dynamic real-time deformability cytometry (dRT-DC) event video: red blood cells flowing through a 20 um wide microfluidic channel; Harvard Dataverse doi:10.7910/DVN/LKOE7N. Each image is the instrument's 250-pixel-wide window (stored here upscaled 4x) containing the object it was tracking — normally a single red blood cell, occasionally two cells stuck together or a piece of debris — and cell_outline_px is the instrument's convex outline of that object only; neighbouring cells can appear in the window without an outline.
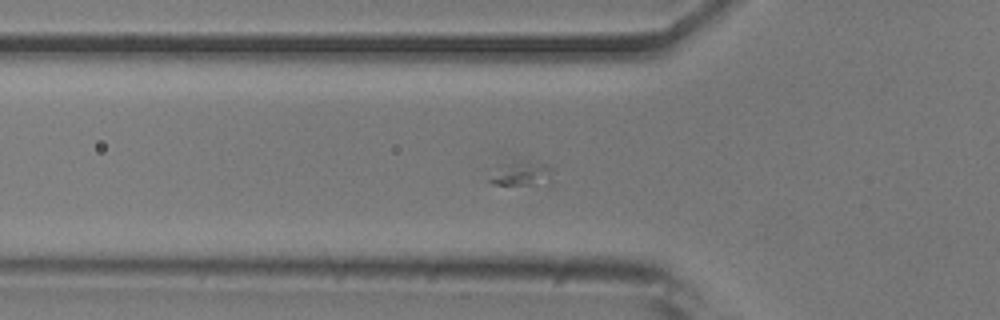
{"species": "common noctule bat (a hibernating species)", "species_latin": "Nyctalus noctula", "temperature_condition": "room temperature", "stored_images_in_passage": 61, "camera_frame_rate_fps": 3000, "um_per_image_px": 0.085, "animal": {"sex": "male", "body_mass_g": 20.5, "forearm_length_mm": 52.5}, "frame": {"image": 1, "passage_image": 19, "time_ms": 6.0, "image_size_px": [1000, 320], "cell_outline_px": [[552, 188], [492, 184], [488, 180], [508, 164], [520, 156], [528, 156], [548, 164], [552, 168]], "centroid_in_image_um": [44.6, 14.77], "position_along_channel_um": 81.2, "area_um2": 10.23}}
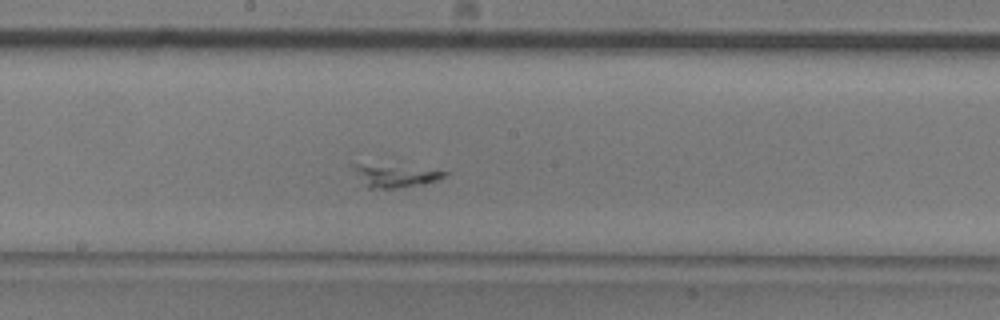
{"frame": {"image": 2, "passage_image": 31, "time_ms": 10.0, "image_size_px": [1000, 320], "cell_outline_px": [[448, 172], [444, 176], [436, 180], [424, 184], [400, 188], [368, 188], [364, 184], [352, 164], [356, 164], [436, 168]], "centroid_in_image_um": [33.7, 14.94], "position_along_channel_um": 214.5, "area_um2": 11.85}}
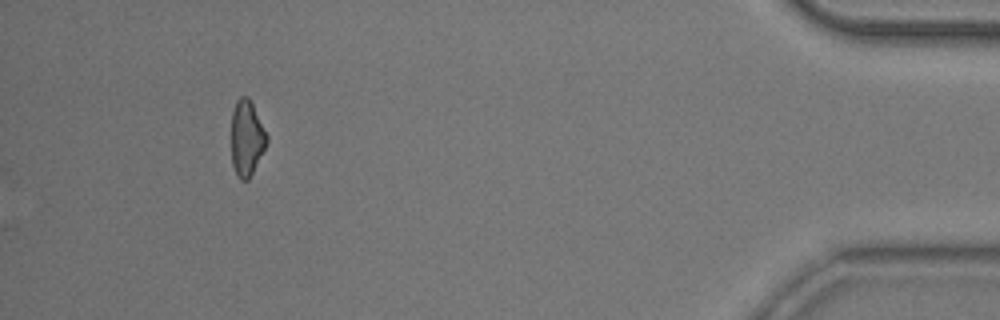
{"frame": {"image": 3, "passage_image": 61, "time_ms": 20.0, "image_size_px": [1000, 320], "cell_outline_px": [[268, 140], [248, 180], [240, 180], [232, 164], [232, 112], [236, 100], [240, 96], [248, 96], [268, 136]], "centroid_in_image_um": [20.96, 11.71], "position_along_channel_um": 414.2, "area_um2": 15.26}}